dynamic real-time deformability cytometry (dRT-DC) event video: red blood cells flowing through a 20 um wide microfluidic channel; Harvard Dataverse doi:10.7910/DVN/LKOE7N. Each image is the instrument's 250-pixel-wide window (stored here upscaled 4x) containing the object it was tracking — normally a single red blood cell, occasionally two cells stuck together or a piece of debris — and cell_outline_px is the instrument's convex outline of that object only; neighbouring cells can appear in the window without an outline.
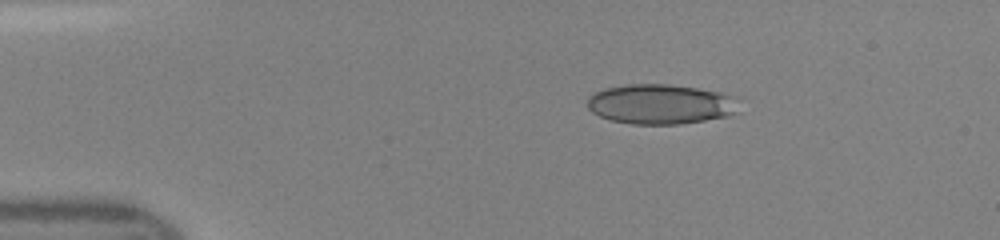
{"species": "human", "species_latin": "Homo sapiens", "temperature_condition": "room temperature", "stored_images_in_passage": 39, "camera_frame_rate_fps": 3000, "um_per_image_px": 0.085, "donor": {"sex": "female"}, "frame": {"image": 1, "passage_image": 1, "time_ms": 0.0, "image_size_px": [1000, 240], "cell_outline_px": [[736, 112], [728, 116], [680, 124], [632, 124], [612, 120], [600, 116], [592, 112], [588, 108], [588, 96], [604, 88], [628, 84], [668, 84], [696, 88], [720, 92], [728, 96]], "centroid_in_image_um": [56.03, 8.85], "position_along_channel_um": 29.0, "area_um2": 34.56}}
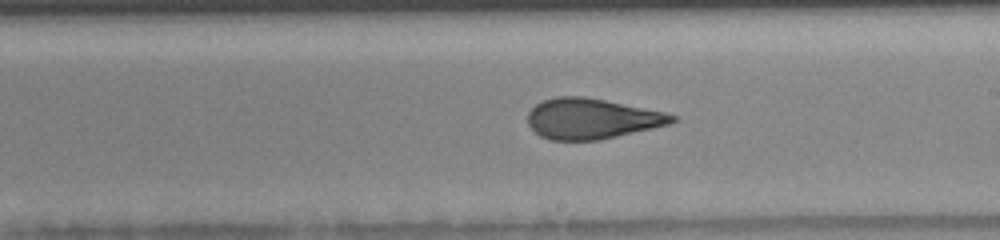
{"frame": {"image": 2, "passage_image": 20, "time_ms": 6.333, "image_size_px": [1000, 240], "cell_outline_px": [[676, 120], [668, 124], [652, 128], [600, 140], [548, 140], [540, 136], [528, 124], [528, 112], [536, 104], [544, 100], [556, 96], [584, 96], [664, 112], [676, 116]], "centroid_in_image_um": [50.25, 10.09], "position_along_channel_um": 238.7, "area_um2": 33.76}}
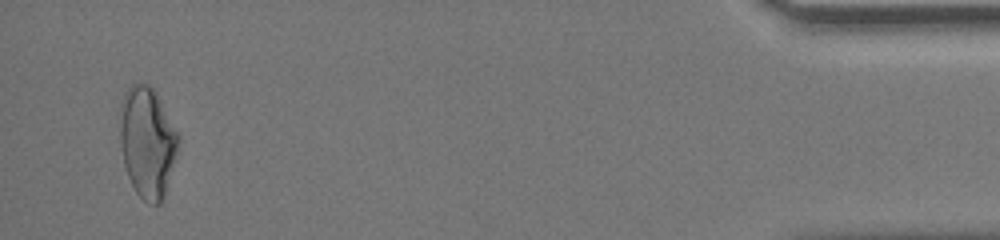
{"frame": {"image": 3, "passage_image": 38, "time_ms": 12.333, "image_size_px": [1000, 240], "cell_outline_px": [[180, 136], [176, 152], [164, 196], [160, 204], [148, 204], [136, 192], [128, 176], [124, 164], [120, 144], [120, 100], [124, 92], [132, 84], [148, 84], [156, 92]], "centroid_in_image_um": [12.5, 12.05], "position_along_channel_um": 422.7, "area_um2": 37.45}}